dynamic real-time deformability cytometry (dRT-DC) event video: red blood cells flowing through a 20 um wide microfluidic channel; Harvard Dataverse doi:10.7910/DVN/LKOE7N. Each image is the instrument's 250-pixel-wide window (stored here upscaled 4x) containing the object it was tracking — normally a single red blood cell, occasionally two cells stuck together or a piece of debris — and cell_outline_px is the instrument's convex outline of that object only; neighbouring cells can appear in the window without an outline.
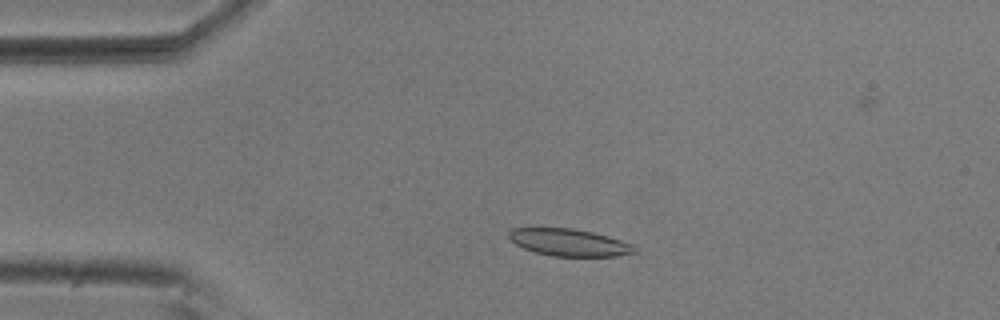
{"species": "common noctule bat (a hibernating species)", "species_latin": "Nyctalus noctula", "temperature_condition": "room temperature", "stored_images_in_passage": 55, "camera_frame_rate_fps": 3000, "um_per_image_px": 0.085, "animal": {"sex": "male", "body_mass_g": 20.5, "forearm_length_mm": 52.5}, "frame": {"image": 1, "passage_image": 11, "time_ms": 3.333, "image_size_px": [1000, 320], "cell_outline_px": [[640, 248], [636, 252], [616, 256], [552, 256], [536, 252], [524, 248], [516, 244], [508, 236], [508, 232], [512, 228], [572, 228], [592, 232], [608, 236], [632, 244]], "centroid_in_image_um": [48.41, 20.61], "position_along_channel_um": 36.6, "area_um2": 19.83}}
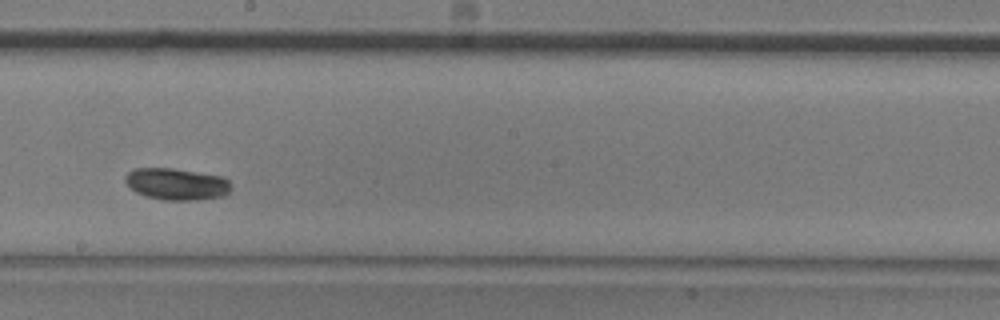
{"frame": {"image": 2, "passage_image": 30, "time_ms": 9.667, "image_size_px": [1000, 320], "cell_outline_px": [[232, 188], [228, 192], [220, 196], [196, 200], [164, 200], [148, 196], [136, 192], [124, 180], [124, 176], [128, 172], [136, 168], [172, 168], [224, 176], [232, 184]], "centroid_in_image_um": [15.03, 15.63], "position_along_channel_um": 233.2, "area_um2": 19.54}}
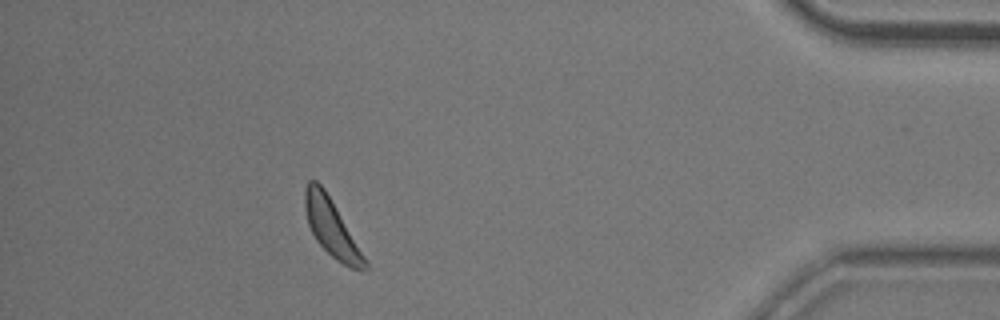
{"frame": {"image": 3, "passage_image": 49, "time_ms": 16.0, "image_size_px": [1000, 320], "cell_outline_px": [[368, 268], [352, 268], [336, 260], [316, 240], [308, 224], [304, 208], [304, 188], [308, 180], [316, 180], [324, 188], [368, 260]], "centroid_in_image_um": [28.16, 19.32], "position_along_channel_um": 407.0, "area_um2": 19.71}, "authors_computed_cell_mechanics": {"area_um2": 19.5942, "velocity_mm_per_s": 3.5925, "shape_relaxation_time_tau1_ms": 4.1679, "shape_relaxation_time_tau2_ms": null, "deformation_change_tau1": 0.2036, "deformation_change_tau2": null}}